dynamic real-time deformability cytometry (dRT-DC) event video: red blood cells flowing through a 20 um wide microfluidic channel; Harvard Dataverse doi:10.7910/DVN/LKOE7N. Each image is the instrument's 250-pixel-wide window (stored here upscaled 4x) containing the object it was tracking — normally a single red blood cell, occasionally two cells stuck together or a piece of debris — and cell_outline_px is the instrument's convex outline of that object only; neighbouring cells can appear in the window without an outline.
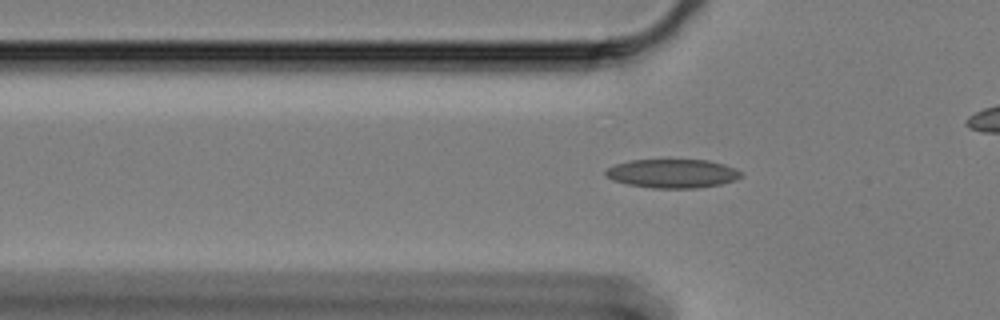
{"species": "Egyptian fruit bat (a non-hibernating species)", "species_latin": "Rousettus aegyptiacus", "temperature_condition": "cold", "stored_images_in_passage": 45, "camera_frame_rate_fps": 3000, "um_per_image_px": 0.085, "animal": {"sex": "female"}, "frame": {"image": 1, "passage_image": 15, "time_ms": 4.667, "image_size_px": [1000, 320], "cell_outline_px": [[744, 176], [736, 180], [720, 184], [696, 188], [652, 188], [628, 184], [612, 180], [604, 172], [608, 168], [616, 164], [632, 160], [708, 160], [724, 164], [744, 172]], "centroid_in_image_um": [57.21, 14.75], "position_along_channel_um": 68.6, "area_um2": 22.72}}
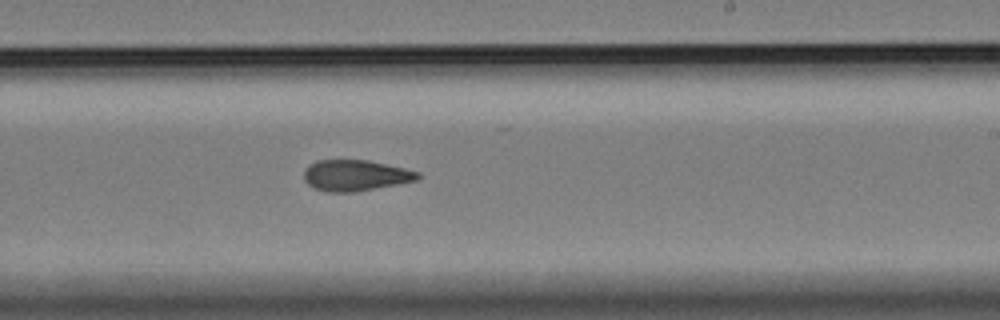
{"frame": {"image": 2, "passage_image": 32, "time_ms": 10.333, "image_size_px": [1000, 320], "cell_outline_px": [[420, 176], [416, 180], [356, 192], [328, 192], [316, 188], [308, 184], [304, 180], [304, 172], [308, 164], [316, 160], [368, 160], [404, 168], [420, 172]], "centroid_in_image_um": [30.19, 14.9], "position_along_channel_um": 258.8, "area_um2": 20.46}}
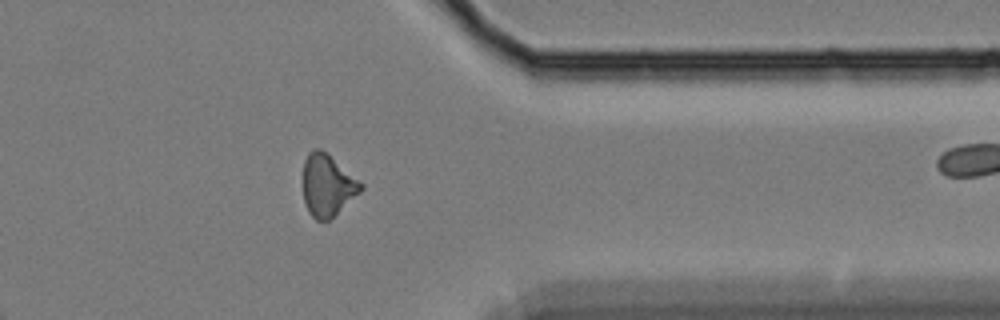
{"frame": {"image": 3, "passage_image": 44, "time_ms": 14.333, "image_size_px": [1000, 320], "cell_outline_px": [[364, 188], [360, 192], [328, 220], [316, 220], [308, 212], [304, 200], [304, 160], [308, 152], [316, 148], [320, 148], [364, 184]], "centroid_in_image_um": [27.83, 15.74], "position_along_channel_um": 383.6, "area_um2": 20.4}}